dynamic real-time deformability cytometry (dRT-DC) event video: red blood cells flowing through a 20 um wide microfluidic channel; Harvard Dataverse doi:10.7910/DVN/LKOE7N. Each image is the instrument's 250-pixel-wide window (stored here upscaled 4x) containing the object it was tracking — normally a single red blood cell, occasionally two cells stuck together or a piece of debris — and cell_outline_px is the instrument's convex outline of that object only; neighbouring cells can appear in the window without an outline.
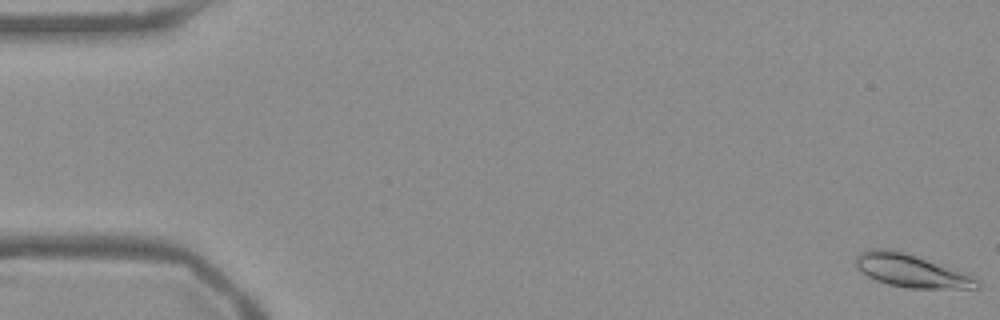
{"species": "Egyptian fruit bat (a non-hibernating species)", "species_latin": "Rousettus aegyptiacus", "temperature_condition": "warm", "stored_images_in_passage": 55, "camera_frame_rate_fps": 3000, "um_per_image_px": 0.085, "frame": {"image": 1, "passage_image": 1, "time_ms": 0.0, "image_size_px": [1000, 320], "cell_outline_px": [[980, 288], [908, 288], [888, 284], [876, 280], [860, 272], [856, 268], [856, 256], [860, 252], [868, 248], [892, 248], [956, 268], [968, 272], [980, 284]], "centroid_in_image_um": [77.44, 22.99], "position_along_channel_um": 7.6, "area_um2": 23.7}}
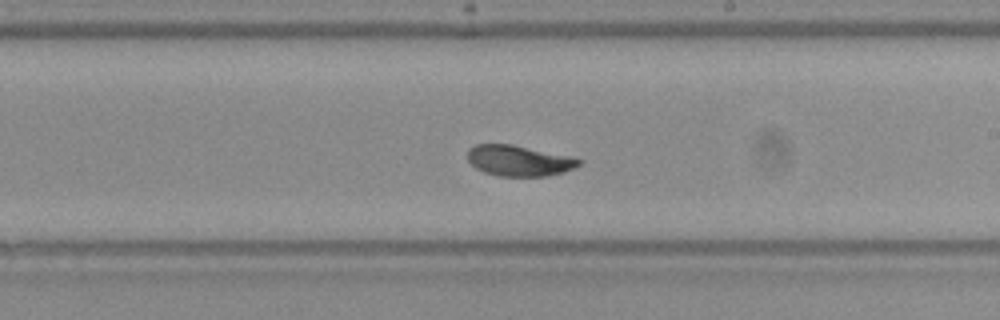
{"frame": {"image": 2, "passage_image": 32, "time_ms": 10.333, "image_size_px": [1000, 320], "cell_outline_px": [[584, 160], [576, 168], [564, 172], [544, 176], [500, 176], [484, 172], [476, 168], [468, 160], [468, 148], [476, 144], [512, 144], [572, 156]], "centroid_in_image_um": [44.15, 13.65], "position_along_channel_um": 244.8, "area_um2": 20.11}}
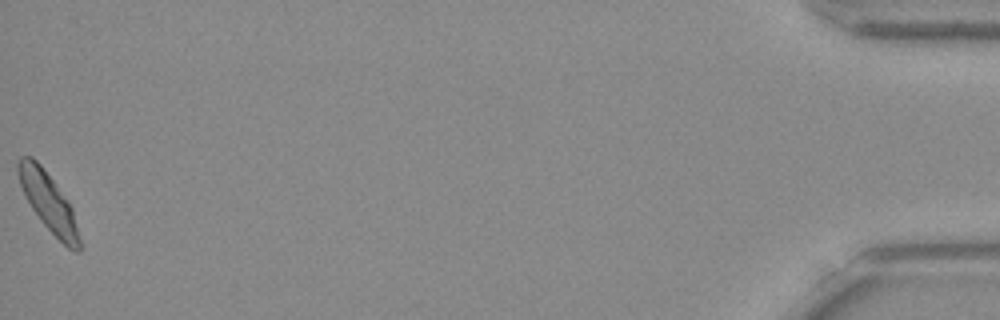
{"frame": {"image": 3, "passage_image": 55, "time_ms": 18.0, "image_size_px": [1000, 320], "cell_outline_px": [[80, 252], [76, 252], [68, 248], [44, 224], [32, 208], [20, 184], [16, 172], [16, 164], [20, 156], [32, 156], [40, 164], [68, 200], [72, 208], [80, 240]], "centroid_in_image_um": [4.1, 17.14], "position_along_channel_um": 431.1, "area_um2": 20.46}, "authors_computed_cell_mechanics": {"area_um2": 20.808, "velocity_mm_per_s": 3.7331, "shape_relaxation_time_tau1_ms": 2.9263, "shape_relaxation_time_tau2_ms": 0.6862, "deformation_change_tau1": 0.1005, "deformation_change_tau2": 0.0285}}